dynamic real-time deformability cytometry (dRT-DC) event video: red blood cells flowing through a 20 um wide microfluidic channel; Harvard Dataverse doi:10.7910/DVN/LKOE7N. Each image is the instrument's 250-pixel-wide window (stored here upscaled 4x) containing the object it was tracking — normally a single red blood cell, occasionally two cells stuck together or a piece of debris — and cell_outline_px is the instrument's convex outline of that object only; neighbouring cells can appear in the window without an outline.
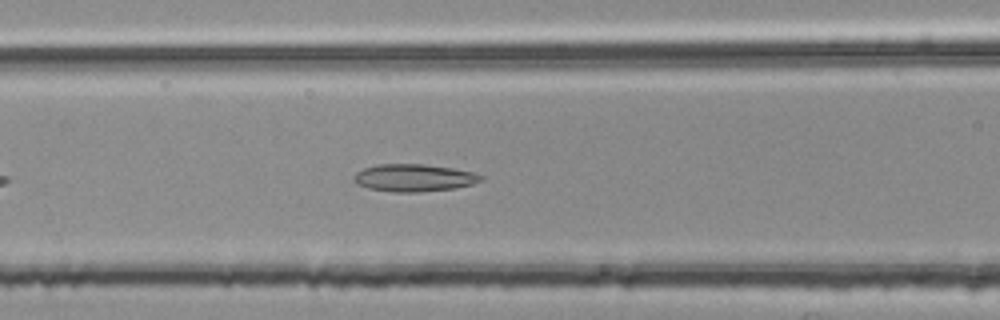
{"species": "common noctule bat (a hibernating species)", "species_latin": "Nyctalus noctula", "temperature_condition": "room temperature", "stored_images_in_passage": 38, "camera_frame_rate_fps": 3000, "um_per_image_px": 0.085, "animal": {"sex": "female", "body_mass_g": 25.1}, "frame": {"image": 1, "passage_image": 10, "time_ms": 3.0, "image_size_px": [1000, 320], "cell_outline_px": [[484, 180], [472, 184], [452, 188], [420, 192], [396, 192], [368, 188], [356, 184], [356, 172], [364, 168], [376, 164], [424, 164], [452, 168], [472, 172], [484, 176]], "centroid_in_image_um": [35.2, 15.11], "position_along_channel_um": 131.4, "area_um2": 20.11}}
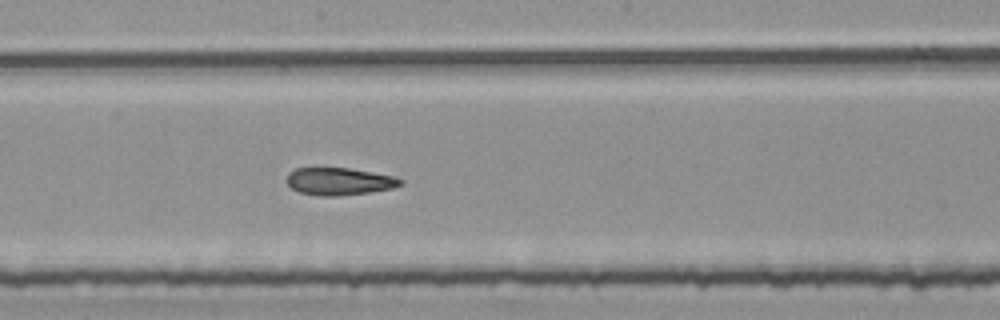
{"frame": {"image": 2, "passage_image": 17, "time_ms": 5.333, "image_size_px": [1000, 320], "cell_outline_px": [[404, 184], [392, 188], [368, 192], [336, 196], [320, 196], [300, 192], [292, 188], [284, 180], [288, 172], [296, 168], [348, 168], [396, 176], [404, 180]], "centroid_in_image_um": [28.83, 15.41], "position_along_channel_um": 219.4, "area_um2": 18.26}}
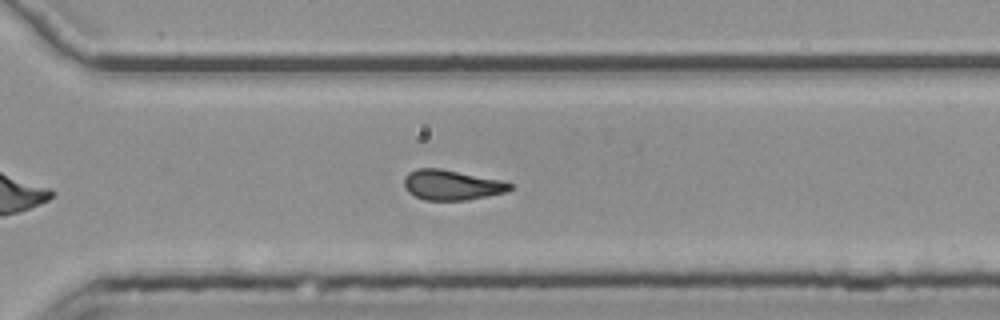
{"frame": {"image": 3, "passage_image": 26, "time_ms": 8.333, "image_size_px": [1000, 320], "cell_outline_px": [[516, 188], [508, 192], [468, 200], [424, 200], [408, 192], [404, 188], [404, 176], [408, 172], [416, 168], [440, 168], [504, 180], [512, 184]], "centroid_in_image_um": [38.44, 15.72], "position_along_channel_um": 332.2, "area_um2": 19.02}, "authors_computed_cell_mechanics": {"area_um2": 19.074, "velocity_mm_per_s": 3.7851, "shape_relaxation_time_tau1_ms": 9.1358, "shape_relaxation_time_tau2_ms": 3.1127, "deformation_change_tau1": 0.1945, "deformation_change_tau2": 0.1242}}